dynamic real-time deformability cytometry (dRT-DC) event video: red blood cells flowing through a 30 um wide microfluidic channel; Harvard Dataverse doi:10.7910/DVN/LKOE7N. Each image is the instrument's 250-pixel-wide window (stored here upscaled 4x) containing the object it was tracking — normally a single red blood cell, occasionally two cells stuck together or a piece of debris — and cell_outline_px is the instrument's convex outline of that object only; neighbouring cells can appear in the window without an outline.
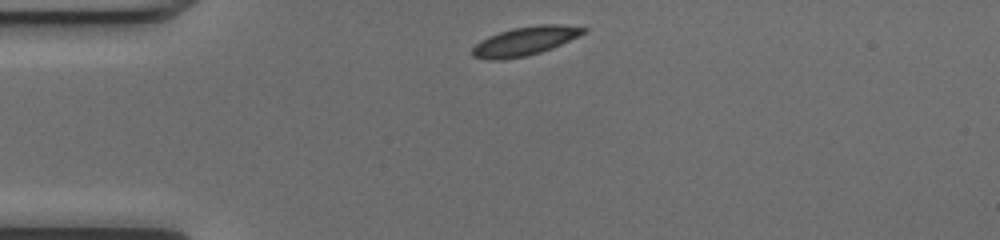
{"species": "common noctule bat (a hibernating species)", "species_latin": "Nyctalus noctula", "temperature_condition": "cold", "stored_images_in_passage": 40, "camera_frame_rate_fps": 3000, "um_per_image_px": 0.085, "animal": {"sex": "female", "body_mass_g": 17.0, "forearm_length_mm": 48.0}, "frame": {"image": 1, "passage_image": 1, "time_ms": 0.0, "image_size_px": [1000, 240], "cell_outline_px": [[588, 32], [552, 48], [540, 52], [524, 56], [504, 60], [488, 60], [472, 56], [472, 48], [480, 40], [488, 36], [512, 28], [540, 24], [560, 24], [588, 28]], "centroid_in_image_um": [44.63, 3.49], "position_along_channel_um": 40.4, "area_um2": 18.73}}
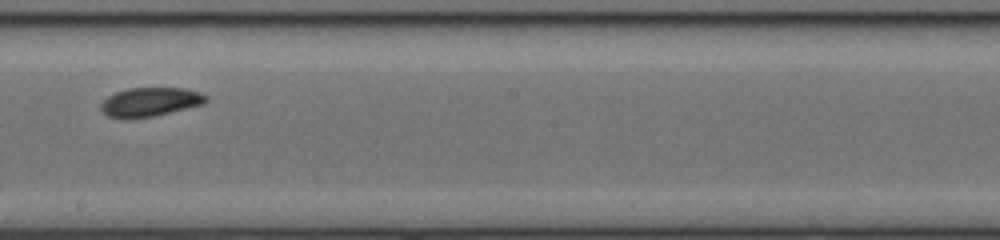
{"frame": {"image": 2, "passage_image": 18, "time_ms": 5.667, "image_size_px": [1000, 240], "cell_outline_px": [[208, 100], [204, 104], [152, 116], [128, 120], [108, 116], [100, 112], [100, 104], [108, 96], [116, 92], [128, 88], [184, 88], [200, 92], [208, 96]], "centroid_in_image_um": [12.73, 8.67], "position_along_channel_um": 235.5, "area_um2": 17.92}}
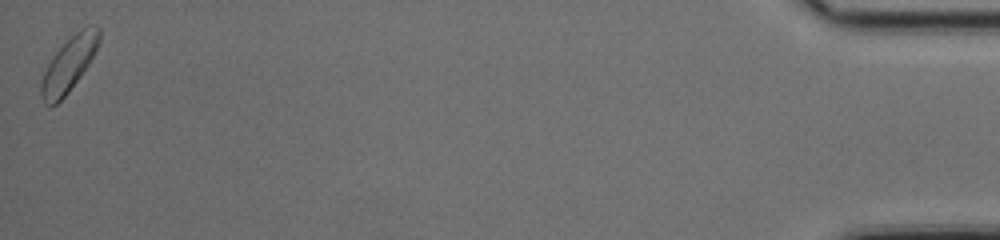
{"frame": {"image": 3, "passage_image": 40, "time_ms": 13.0, "image_size_px": [1000, 240], "cell_outline_px": [[100, 40], [88, 64], [80, 76], [68, 92], [56, 104], [48, 108], [44, 104], [40, 96], [40, 84], [44, 72], [52, 56], [80, 28], [88, 24], [100, 28]], "centroid_in_image_um": [5.83, 5.49], "position_along_channel_um": 429.4, "area_um2": 18.21}, "authors_computed_cell_mechanics": {"area_um2": 17.8891, "velocity_mm_per_s": 3.9794, "shape_relaxation_time_tau1_ms": 2.4109, "shape_relaxation_time_tau2_ms": null, "deformation_change_tau1": 0.0879, "deformation_change_tau2": null}}